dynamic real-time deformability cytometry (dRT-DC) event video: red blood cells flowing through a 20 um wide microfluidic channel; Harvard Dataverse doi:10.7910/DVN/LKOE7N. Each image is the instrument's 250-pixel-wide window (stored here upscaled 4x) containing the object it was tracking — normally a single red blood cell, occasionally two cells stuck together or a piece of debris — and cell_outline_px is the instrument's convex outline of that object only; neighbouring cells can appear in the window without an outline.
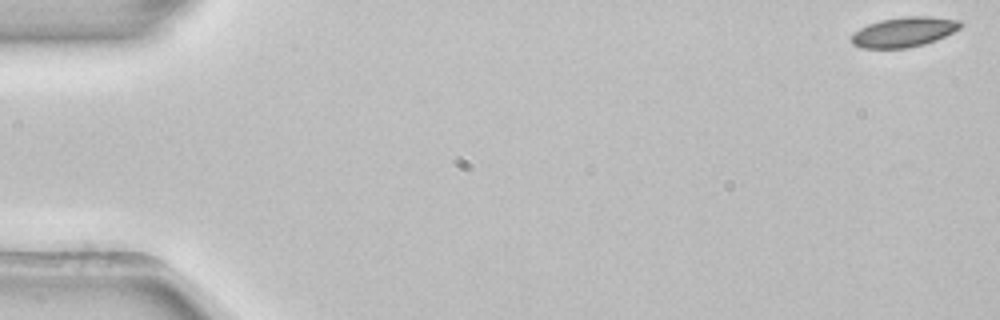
{"species": "common noctule bat (a hibernating species)", "species_latin": "Nyctalus noctula", "temperature_condition": "room temperature", "stored_images_in_passage": 53, "camera_frame_rate_fps": 3000, "um_per_image_px": 0.085, "animal": {"sex": "female", "body_mass_g": 22.7, "forearm_length_mm": 54.2}, "frame": {"image": 1, "passage_image": 1, "time_ms": 0.0, "image_size_px": [1000, 320], "cell_outline_px": [[960, 28], [936, 40], [924, 44], [908, 48], [860, 48], [852, 44], [852, 36], [860, 28], [868, 24], [880, 20], [904, 16], [928, 16], [960, 20]], "centroid_in_image_um": [76.82, 2.72], "position_along_channel_um": 8.2, "area_um2": 18.84}}
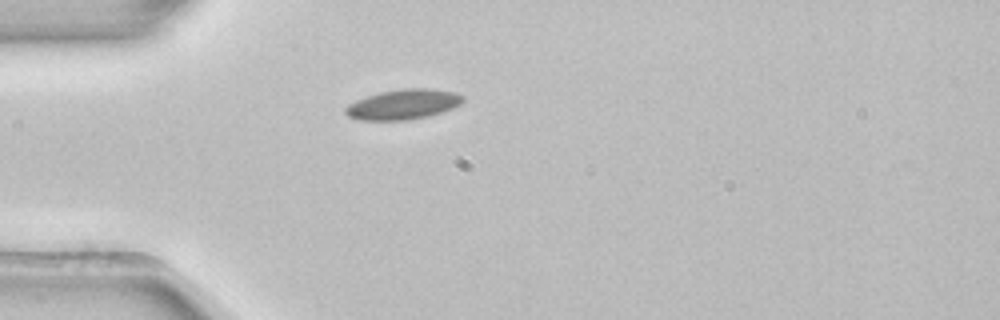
{"frame": {"image": 2, "passage_image": 15, "time_ms": 4.667, "image_size_px": [1000, 320], "cell_outline_px": [[464, 100], [460, 104], [452, 108], [428, 116], [408, 120], [356, 120], [348, 116], [344, 112], [344, 108], [348, 104], [356, 100], [380, 92], [404, 88], [428, 88], [456, 92], [464, 96]], "centroid_in_image_um": [34.26, 8.87], "position_along_channel_um": 50.7, "area_um2": 20.63}, "authors_computed_cell_mechanics": {"area_um2": 19.1896, "velocity_mm_per_s": 3.8765, "shape_relaxation_time_tau1_ms": 3.9439, "shape_relaxation_time_tau2_ms": null, "deformation_change_tau1": 0.0718, "deformation_change_tau2": null}}